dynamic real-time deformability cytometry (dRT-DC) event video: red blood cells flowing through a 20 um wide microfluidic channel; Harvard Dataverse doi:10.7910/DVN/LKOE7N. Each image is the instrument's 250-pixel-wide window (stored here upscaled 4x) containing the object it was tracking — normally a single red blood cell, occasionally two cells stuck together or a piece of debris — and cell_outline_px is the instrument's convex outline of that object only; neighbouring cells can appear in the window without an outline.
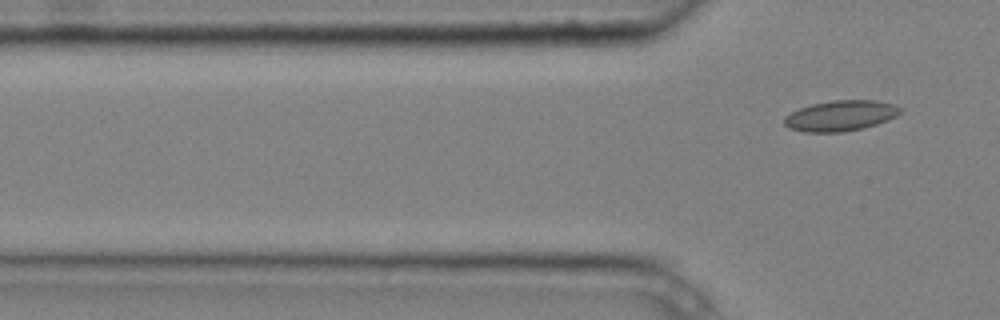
{"species": "common noctule bat (a hibernating species)", "species_latin": "Nyctalus noctula", "temperature_condition": "cold", "stored_images_in_passage": 7, "camera_frame_rate_fps": 3000, "um_per_image_px": 0.085, "animal": {"sex": "male", "body_mass_g": 20.4}, "frame": {"image": 1, "passage_image": 7, "time_ms": 2.0, "image_size_px": [1000, 320], "cell_outline_px": [[904, 108], [896, 116], [888, 120], [864, 128], [840, 132], [804, 132], [788, 128], [784, 124], [784, 116], [800, 108], [812, 104], [832, 100], [876, 100], [896, 104]], "centroid_in_image_um": [71.47, 9.83], "position_along_channel_um": 54.3, "area_um2": 20.81}}